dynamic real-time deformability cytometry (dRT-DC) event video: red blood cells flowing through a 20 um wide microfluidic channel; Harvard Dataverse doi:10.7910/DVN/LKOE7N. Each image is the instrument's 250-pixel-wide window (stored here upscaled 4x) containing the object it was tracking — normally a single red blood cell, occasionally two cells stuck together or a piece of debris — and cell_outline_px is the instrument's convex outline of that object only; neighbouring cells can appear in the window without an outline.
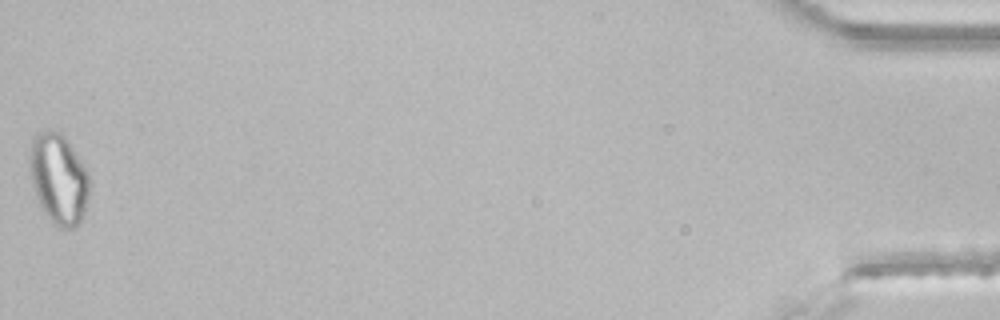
{"species": "common noctule bat (a hibernating species)", "species_latin": "Nyctalus noctula", "temperature_condition": "room temperature", "stored_images_in_passage": 46, "segment_of_instrument_passage": [2, 2], "camera_frame_rate_fps": 3000, "um_per_image_px": 0.085, "animal": {"sex": "male", "body_mass_g": 21.5, "forearm_length_mm": 52.0}, "frame": {"image": 1, "passage_image": 46, "time_ms": 15.0, "image_size_px": [1000, 320], "cell_outline_px": [[88, 196], [84, 212], [80, 224], [76, 228], [60, 228], [44, 212], [36, 196], [32, 184], [32, 140], [36, 132], [48, 128], [60, 132], [64, 136], [88, 172]], "centroid_in_image_um": [5.01, 15.2], "position_along_channel_um": 430.2, "area_um2": 30.75}}